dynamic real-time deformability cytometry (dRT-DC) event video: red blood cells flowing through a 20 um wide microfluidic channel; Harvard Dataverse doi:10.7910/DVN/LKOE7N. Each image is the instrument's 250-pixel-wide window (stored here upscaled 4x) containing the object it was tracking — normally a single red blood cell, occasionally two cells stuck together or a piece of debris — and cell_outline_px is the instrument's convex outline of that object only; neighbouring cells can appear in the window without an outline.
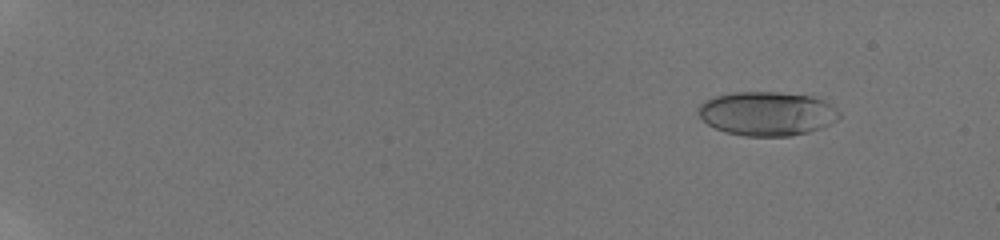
{"species": "human", "species_latin": "Homo sapiens", "temperature_condition": "room temperature", "stored_images_in_passage": 54, "camera_frame_rate_fps": 3000, "um_per_image_px": 0.085, "donor": {"sex": "male"}, "frame": {"image": 1, "passage_image": 18, "time_ms": 2.0, "image_size_px": [1000, 240], "cell_outline_px": [[840, 116], [836, 120], [820, 128], [808, 132], [792, 136], [744, 136], [724, 132], [708, 124], [696, 112], [700, 104], [704, 100], [716, 96], [732, 92], [776, 92], [812, 96], [824, 100], [832, 104], [840, 112]], "centroid_in_image_um": [65.19, 9.65], "position_along_channel_um": 19.8, "area_um2": 36.3}}
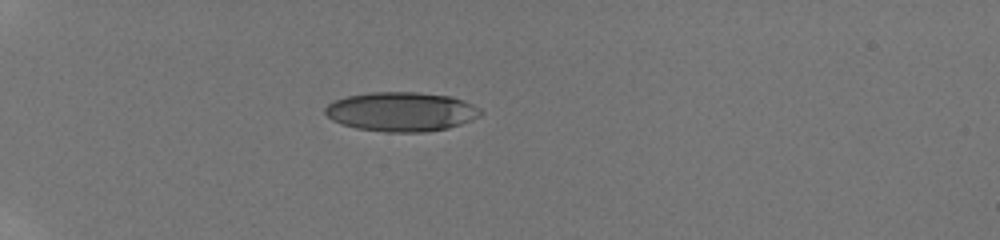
{"frame": {"image": 2, "passage_image": 47, "time_ms": 6.0, "image_size_px": [1000, 240], "cell_outline_px": [[484, 112], [480, 116], [472, 120], [448, 128], [424, 132], [384, 132], [356, 128], [340, 124], [332, 120], [324, 112], [324, 108], [328, 104], [336, 100], [348, 96], [368, 92], [416, 92], [452, 96], [464, 100], [480, 108]], "centroid_in_image_um": [34.13, 9.49], "position_along_channel_um": 50.9, "area_um2": 35.84}}